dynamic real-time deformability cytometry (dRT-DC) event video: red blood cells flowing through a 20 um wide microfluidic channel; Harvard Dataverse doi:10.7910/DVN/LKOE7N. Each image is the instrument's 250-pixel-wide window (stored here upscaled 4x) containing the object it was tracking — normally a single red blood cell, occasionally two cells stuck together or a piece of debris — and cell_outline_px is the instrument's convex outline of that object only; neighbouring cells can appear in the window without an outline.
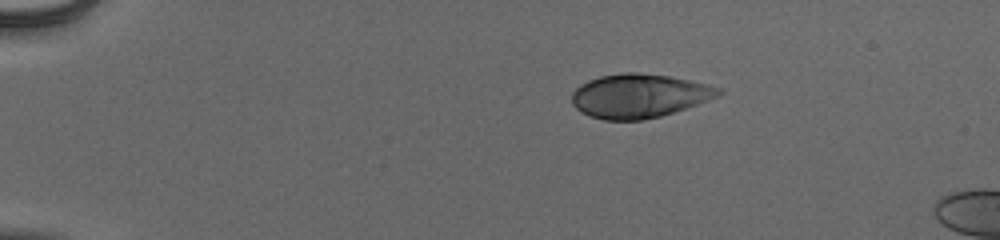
{"species": "human", "species_latin": "Homo sapiens", "temperature_condition": "cold", "stored_images_in_passage": 44, "camera_frame_rate_fps": 3000, "um_per_image_px": 0.085, "donor": {"sex": "male"}, "frame": {"image": 1, "passage_image": 1, "time_ms": 0.0, "image_size_px": [1000, 240], "cell_outline_px": [[724, 92], [708, 100], [660, 116], [640, 120], [604, 120], [588, 116], [580, 112], [572, 104], [572, 92], [580, 84], [588, 80], [600, 76], [624, 72], [636, 72], [668, 76], [688, 80], [724, 88]], "centroid_in_image_um": [54.28, 8.14], "position_along_channel_um": 30.7, "area_um2": 37.4}}
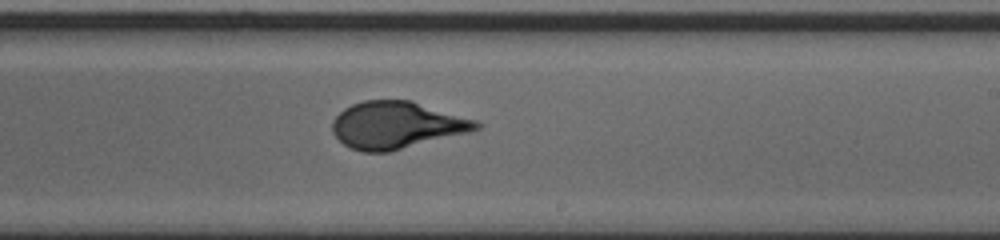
{"frame": {"image": 2, "passage_image": 25, "time_ms": 8.0, "image_size_px": [1000, 240], "cell_outline_px": [[484, 124], [480, 128], [468, 132], [388, 152], [360, 152], [344, 144], [332, 132], [332, 120], [344, 108], [352, 104], [364, 100], [412, 100], [476, 120]], "centroid_in_image_um": [33.7, 10.62], "position_along_channel_um": 255.3, "area_um2": 39.36}}
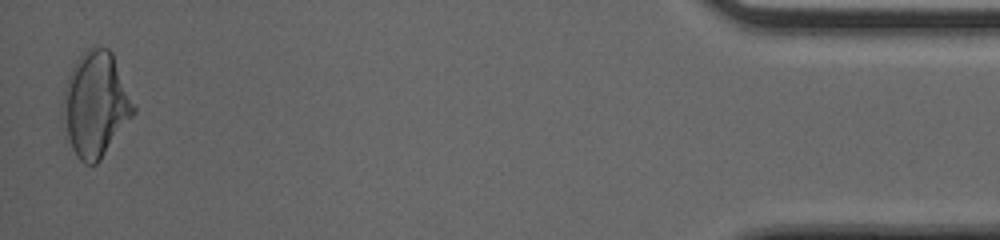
{"frame": {"image": 3, "passage_image": 44, "time_ms": 14.333, "image_size_px": [1000, 240], "cell_outline_px": [[136, 112], [100, 160], [96, 164], [84, 164], [76, 156], [72, 148], [60, 116], [60, 104], [68, 76], [76, 60], [88, 48], [108, 48], [112, 52], [136, 104]], "centroid_in_image_um": [8.12, 8.89], "position_along_channel_um": 427.1, "area_um2": 43.64}, "authors_computed_cell_mechanics": {"area_um2": 38.8705, "velocity_mm_per_s": 3.894, "shape_relaxation_time_tau1_ms": 4.0598, "shape_relaxation_time_tau2_ms": null, "deformation_change_tau1": 0.1919, "deformation_change_tau2": null}}